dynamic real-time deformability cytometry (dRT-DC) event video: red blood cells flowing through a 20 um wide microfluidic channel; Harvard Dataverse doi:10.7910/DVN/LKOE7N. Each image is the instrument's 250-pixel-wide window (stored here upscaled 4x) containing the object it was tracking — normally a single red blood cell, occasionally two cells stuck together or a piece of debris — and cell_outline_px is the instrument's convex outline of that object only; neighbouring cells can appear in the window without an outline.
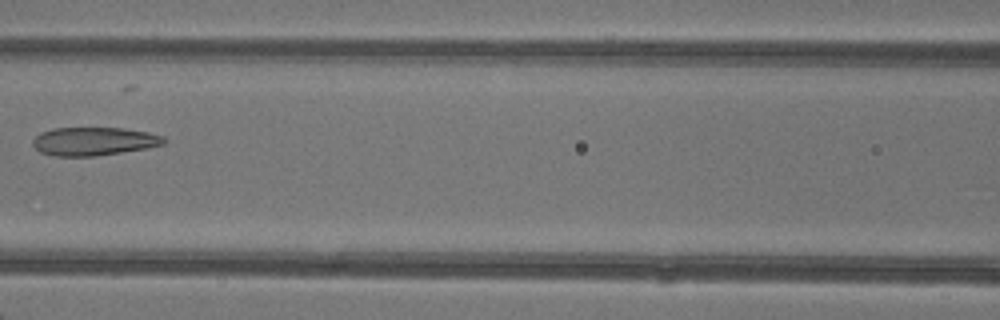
{"species": "common noctule bat (a hibernating species)", "species_latin": "Nyctalus noctula", "temperature_condition": "warm", "stored_images_in_passage": 4, "camera_frame_rate_fps": 3000, "um_per_image_px": 0.085, "animal": {"sex": "female"}, "frame": {"image": 1, "passage_image": 4, "time_ms": 3.333, "image_size_px": [1000, 320], "cell_outline_px": [[168, 140], [164, 144], [148, 148], [96, 156], [56, 156], [40, 152], [32, 144], [32, 140], [40, 132], [52, 128], [124, 128], [148, 132], [164, 136]], "centroid_in_image_um": [8.0, 12.01], "position_along_channel_um": 158.6, "area_um2": 21.79}}